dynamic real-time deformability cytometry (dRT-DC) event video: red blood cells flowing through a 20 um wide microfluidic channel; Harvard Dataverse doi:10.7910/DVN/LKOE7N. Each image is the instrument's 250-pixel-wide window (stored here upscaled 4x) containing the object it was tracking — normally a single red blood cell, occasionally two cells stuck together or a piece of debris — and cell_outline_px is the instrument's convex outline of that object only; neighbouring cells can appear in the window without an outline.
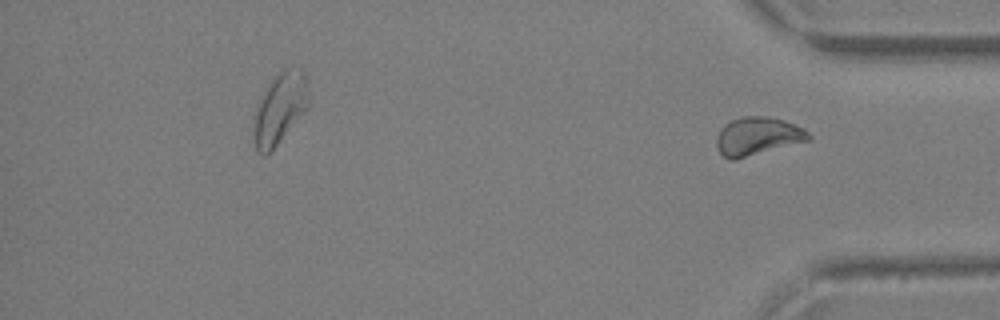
{"species": "Egyptian fruit bat (a non-hibernating species)", "species_latin": "Rousettus aegyptiacus", "temperature_condition": "warm", "stored_images_in_passage": 35, "segment_of_instrument_passage": [2, 2], "camera_frame_rate_fps": 3000, "um_per_image_px": 0.085, "animal": {"sex": "female"}, "frame": {"image": 1, "passage_image": 35, "time_ms": 11.333, "image_size_px": [1000, 320], "cell_outline_px": [[812, 140], [732, 160], [728, 160], [716, 148], [716, 136], [720, 128], [724, 124], [732, 120], [744, 116], [768, 116], [784, 120], [804, 128], [812, 136]], "centroid_in_image_um": [64.4, 11.57], "position_along_channel_um": 370.8, "area_um2": 20.63}}